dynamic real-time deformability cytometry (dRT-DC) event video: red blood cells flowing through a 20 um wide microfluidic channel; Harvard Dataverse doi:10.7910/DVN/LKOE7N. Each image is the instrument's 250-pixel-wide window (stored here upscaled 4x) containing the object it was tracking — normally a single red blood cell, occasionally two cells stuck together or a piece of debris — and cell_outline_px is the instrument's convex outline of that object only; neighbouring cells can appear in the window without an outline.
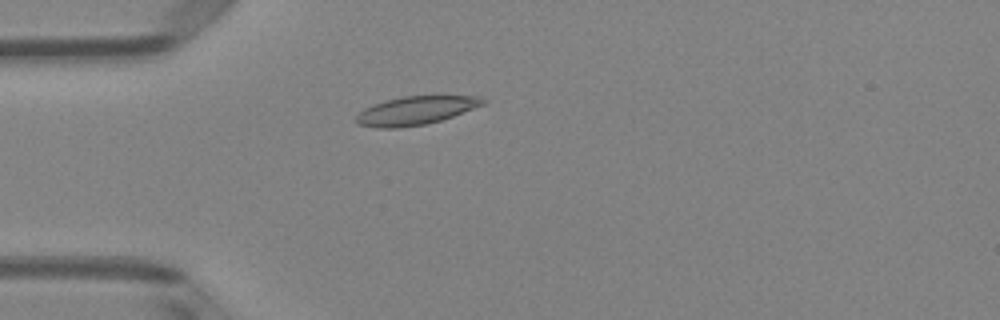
{"species": "Egyptian fruit bat (a non-hibernating species)", "species_latin": "Rousettus aegyptiacus", "temperature_condition": "room temperature", "stored_images_in_passage": 50, "camera_frame_rate_fps": 3000, "um_per_image_px": 0.085, "animal": {"sex": "female"}, "frame": {"image": 1, "passage_image": 13, "time_ms": 4.0, "image_size_px": [1000, 320], "cell_outline_px": [[488, 100], [484, 104], [452, 116], [440, 120], [424, 124], [400, 128], [376, 128], [356, 124], [356, 116], [364, 108], [372, 104], [404, 96], [480, 96]], "centroid_in_image_um": [35.31, 9.4], "position_along_channel_um": 49.7, "area_um2": 20.87}}
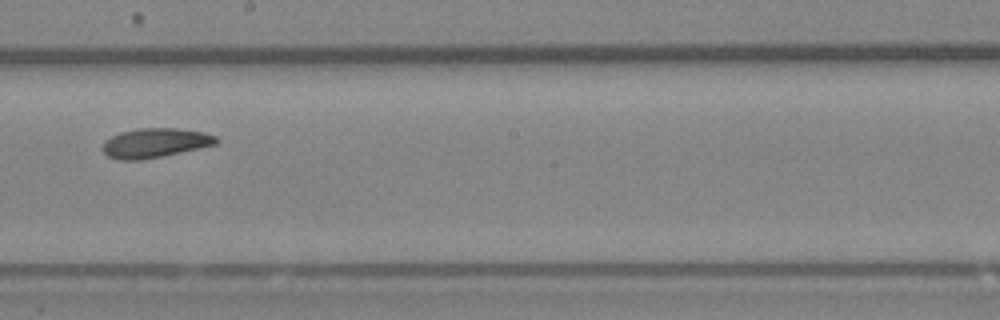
{"frame": {"image": 2, "passage_image": 28, "time_ms": 9.0, "image_size_px": [1000, 320], "cell_outline_px": [[220, 140], [216, 144], [180, 152], [140, 160], [120, 160], [108, 156], [100, 148], [104, 140], [120, 132], [140, 128], [176, 128], [204, 132], [216, 136]], "centroid_in_image_um": [13.15, 12.14], "position_along_channel_um": 235.1, "area_um2": 19.42}}
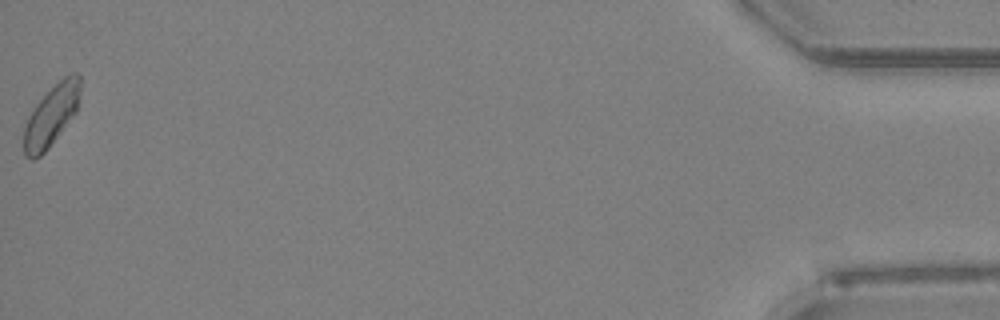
{"frame": {"image": 3, "passage_image": 50, "time_ms": 16.333, "image_size_px": [1000, 320], "cell_outline_px": [[80, 96], [76, 112], [48, 148], [40, 156], [32, 160], [24, 156], [24, 128], [28, 116], [32, 108], [64, 76], [72, 72], [76, 72], [80, 76]], "centroid_in_image_um": [4.36, 9.82], "position_along_channel_um": 430.8, "area_um2": 19.83}, "authors_computed_cell_mechanics": {"area_um2": 19.6231, "velocity_mm_per_s": 3.9672, "shape_relaxation_time_tau1_ms": 9.3037, "shape_relaxation_time_tau2_ms": 3.525, "deformation_change_tau1": 0.1381, "deformation_change_tau2": 0.0743}}